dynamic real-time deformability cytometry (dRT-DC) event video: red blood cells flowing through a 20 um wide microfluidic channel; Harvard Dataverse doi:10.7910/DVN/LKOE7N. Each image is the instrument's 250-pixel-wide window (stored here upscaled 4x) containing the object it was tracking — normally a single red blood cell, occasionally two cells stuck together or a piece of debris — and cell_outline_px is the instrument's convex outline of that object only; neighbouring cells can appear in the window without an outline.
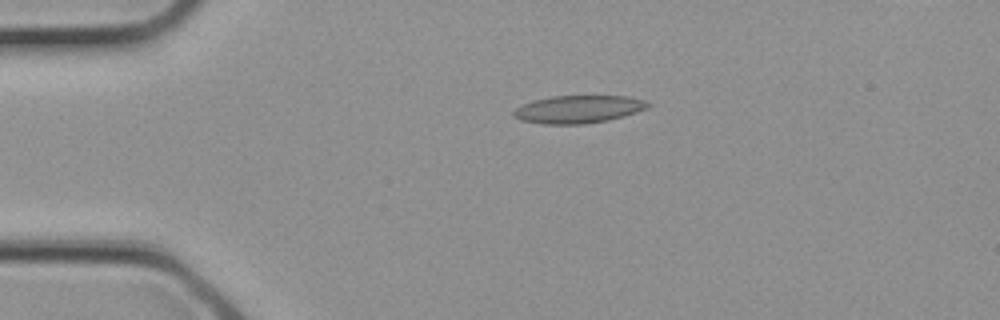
{"species": "common noctule bat (a hibernating species)", "species_latin": "Nyctalus noctula", "temperature_condition": "cold", "stored_images_in_passage": 2, "camera_frame_rate_fps": 3000, "um_per_image_px": 0.085, "animal": {"sex": "female", "body_mass_g": 21.9}, "frame": {"image": 1, "passage_image": 2, "time_ms": 0.333, "image_size_px": [1000, 320], "cell_outline_px": [[652, 104], [648, 108], [624, 116], [608, 120], [584, 124], [544, 124], [520, 120], [512, 116], [512, 112], [516, 108], [524, 104], [536, 100], [552, 96], [628, 96], [644, 100]], "centroid_in_image_um": [49.18, 9.29], "position_along_channel_um": 35.8, "area_um2": 21.68}}